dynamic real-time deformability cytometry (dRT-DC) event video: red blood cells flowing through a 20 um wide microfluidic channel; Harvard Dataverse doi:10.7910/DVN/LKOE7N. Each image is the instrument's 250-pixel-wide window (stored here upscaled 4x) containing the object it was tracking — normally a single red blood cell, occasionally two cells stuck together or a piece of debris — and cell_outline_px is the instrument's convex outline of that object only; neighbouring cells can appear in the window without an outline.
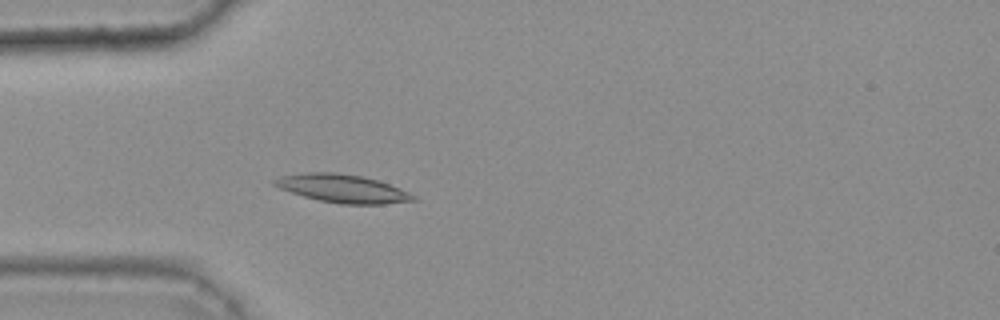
{"species": "common noctule bat (a hibernating species)", "species_latin": "Nyctalus noctula", "temperature_condition": "warm", "stored_images_in_passage": 15, "camera_frame_rate_fps": 3000, "um_per_image_px": 0.085, "animal": {"sex": "female", "body_mass_g": 25.1}, "frame": {"image": 1, "passage_image": 5, "time_ms": 1.333, "image_size_px": [1000, 320], "cell_outline_px": [[416, 200], [384, 204], [340, 204], [320, 200], [304, 196], [280, 188], [272, 184], [272, 180], [280, 176], [304, 172], [336, 172], [364, 176], [400, 188], [416, 196]], "centroid_in_image_um": [29.1, 16.01], "position_along_channel_um": 55.9, "area_um2": 22.72}}
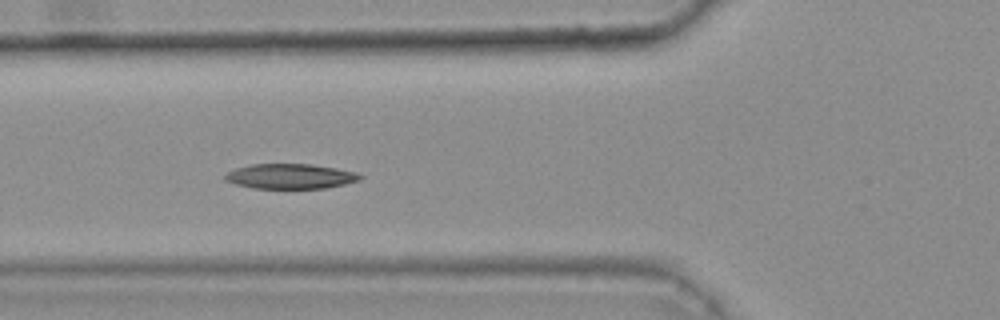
{"frame": {"image": 2, "passage_image": 9, "time_ms": 2.667, "image_size_px": [1000, 320], "cell_outline_px": [[364, 176], [360, 180], [344, 184], [324, 188], [252, 188], [236, 184], [224, 180], [224, 176], [228, 172], [236, 168], [252, 164], [312, 164], [336, 168], [356, 172]], "centroid_in_image_um": [24.69, 14.98], "position_along_channel_um": 101.1, "area_um2": 19.59}}